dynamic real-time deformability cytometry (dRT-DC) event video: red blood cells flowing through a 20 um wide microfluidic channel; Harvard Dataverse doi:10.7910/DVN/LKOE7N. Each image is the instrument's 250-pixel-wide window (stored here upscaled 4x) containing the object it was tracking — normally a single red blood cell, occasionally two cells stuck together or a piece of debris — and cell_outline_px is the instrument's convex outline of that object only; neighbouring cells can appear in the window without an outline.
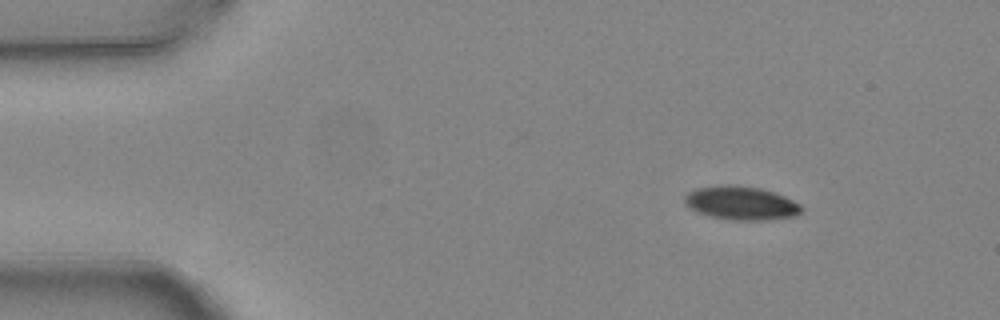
{"species": "common noctule bat (a hibernating species)", "species_latin": "Nyctalus noctula", "temperature_condition": "warm", "stored_images_in_passage": 5, "camera_frame_rate_fps": 3000, "um_per_image_px": 0.085, "animal": {"sex": "female", "body_mass_g": 24.6, "forearm_length_mm": 56.2}, "frame": {"image": 1, "passage_image": 1, "time_ms": 0.0, "image_size_px": [1000, 320], "cell_outline_px": [[804, 208], [800, 212], [792, 216], [768, 220], [732, 220], [712, 216], [696, 212], [684, 200], [684, 196], [688, 192], [696, 188], [728, 184], [760, 188], [784, 196], [800, 204]], "centroid_in_image_um": [62.99, 17.26], "position_along_channel_um": 22.0, "area_um2": 22.6}}
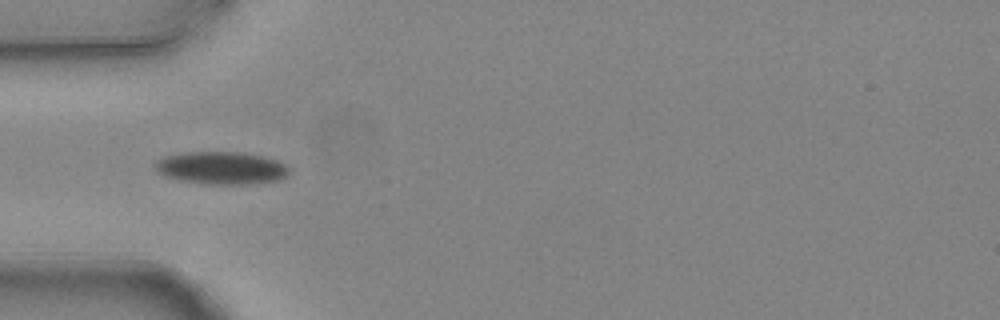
{"frame": {"image": 2, "passage_image": 4, "time_ms": 1.0, "image_size_px": [1000, 320], "cell_outline_px": [[288, 176], [280, 180], [248, 184], [204, 184], [180, 180], [168, 176], [160, 172], [156, 168], [156, 160], [164, 156], [184, 152], [244, 152], [264, 156], [276, 160], [284, 164], [288, 168]], "centroid_in_image_um": [18.85, 14.27], "position_along_channel_um": 66.1, "area_um2": 25.43}}
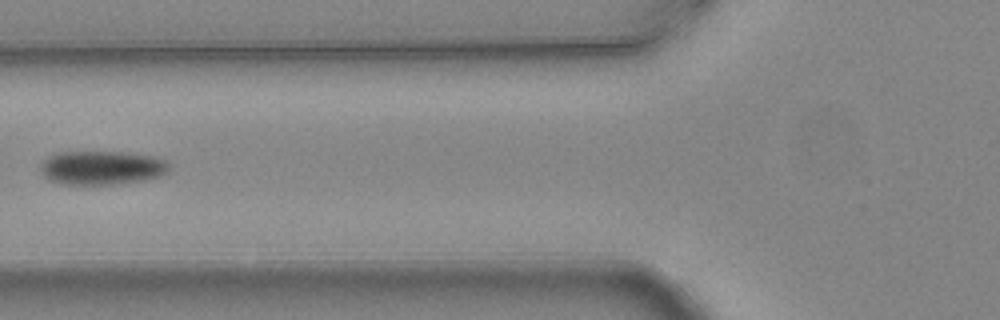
{"frame": {"image": 3, "passage_image": 5, "time_ms": 1.333, "image_size_px": [1000, 320], "cell_outline_px": [[168, 172], [160, 176], [144, 180], [112, 184], [64, 184], [52, 180], [44, 176], [40, 172], [40, 164], [48, 156], [56, 152], [128, 152], [152, 156], [164, 160], [168, 164]], "centroid_in_image_um": [8.63, 14.25], "position_along_channel_um": 117.2, "area_um2": 25.32}}